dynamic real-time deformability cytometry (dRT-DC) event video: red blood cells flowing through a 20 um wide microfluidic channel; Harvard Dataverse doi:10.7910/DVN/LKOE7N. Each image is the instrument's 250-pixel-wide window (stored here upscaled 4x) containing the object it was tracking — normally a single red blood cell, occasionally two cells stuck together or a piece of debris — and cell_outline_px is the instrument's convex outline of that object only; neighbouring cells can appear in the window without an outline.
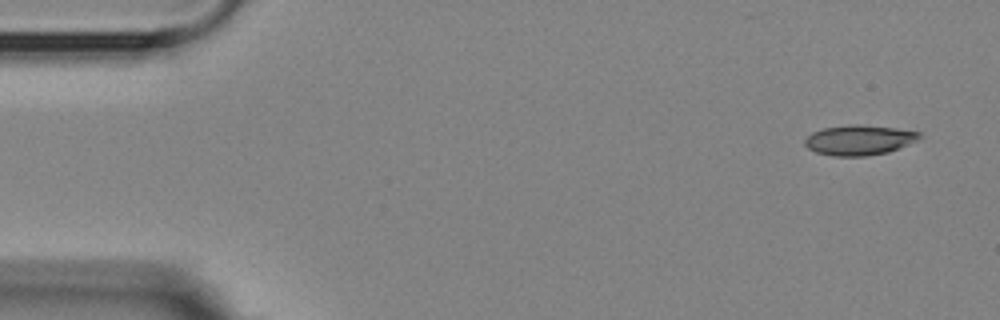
{"species": "Egyptian fruit bat (a non-hibernating species)", "species_latin": "Rousettus aegyptiacus", "temperature_condition": "room temperature", "stored_images_in_passage": 3, "camera_frame_rate_fps": 3000, "um_per_image_px": 0.085, "animal": {"sex": "female"}, "frame": {"image": 1, "passage_image": 3, "time_ms": 2.333, "image_size_px": [1000, 320], "cell_outline_px": [[924, 136], [908, 144], [888, 152], [864, 156], [832, 156], [816, 152], [808, 148], [804, 144], [804, 140], [812, 132], [824, 128], [852, 124], [856, 124], [896, 128], [920, 132]], "centroid_in_image_um": [73.02, 11.9], "position_along_channel_um": 12.0, "area_um2": 20.0}}